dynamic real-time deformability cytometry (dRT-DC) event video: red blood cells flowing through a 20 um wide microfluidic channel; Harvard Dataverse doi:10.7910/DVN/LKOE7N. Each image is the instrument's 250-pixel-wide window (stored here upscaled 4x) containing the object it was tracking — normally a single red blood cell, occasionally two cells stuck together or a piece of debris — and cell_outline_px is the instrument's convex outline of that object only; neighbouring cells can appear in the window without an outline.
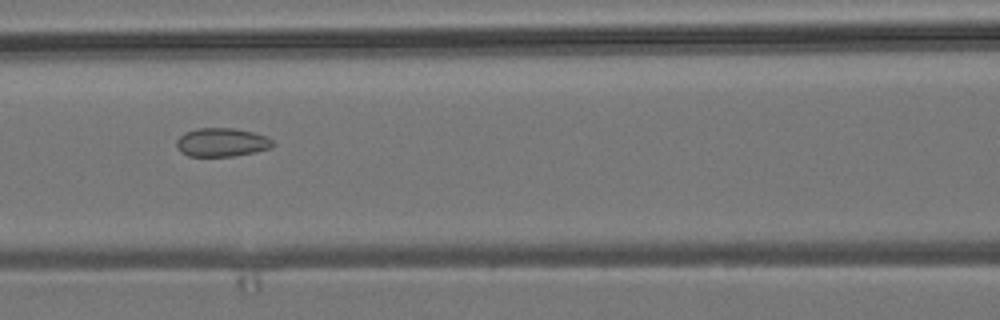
{"species": "common noctule bat (a hibernating species)", "species_latin": "Nyctalus noctula", "temperature_condition": "room temperature", "stored_images_in_passage": 7, "camera_frame_rate_fps": 3000, "um_per_image_px": 0.085, "animal": {"sex": "male", "body_mass_g": 19.2, "forearm_length_mm": 51.8}, "frame": {"image": 1, "passage_image": 6, "time_ms": 6.667, "image_size_px": [1000, 320], "cell_outline_px": [[276, 144], [272, 148], [256, 152], [232, 156], [188, 156], [180, 152], [176, 144], [176, 140], [184, 132], [196, 128], [236, 128], [252, 132], [264, 136], [272, 140]], "centroid_in_image_um": [18.84, 12.1], "position_along_channel_um": 147.8, "area_um2": 16.18}}
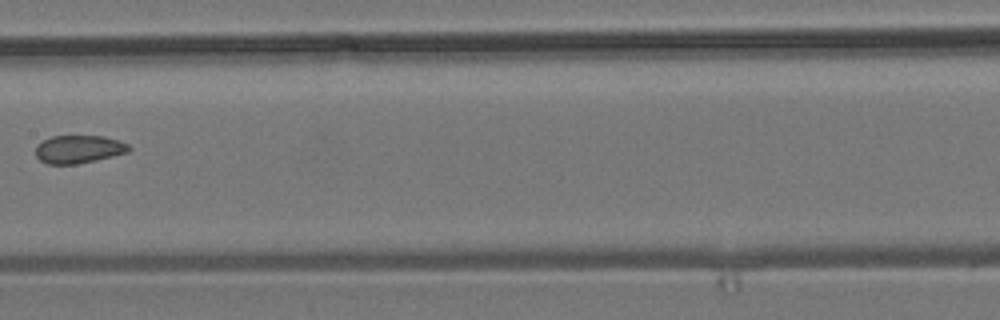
{"frame": {"image": 2, "passage_image": 7, "time_ms": 8.0, "image_size_px": [1000, 320], "cell_outline_px": [[132, 148], [128, 152], [96, 160], [76, 164], [48, 164], [40, 160], [36, 156], [36, 144], [52, 136], [104, 136], [120, 140], [128, 144]], "centroid_in_image_um": [6.7, 12.68], "position_along_channel_um": 200.7, "area_um2": 15.26}}